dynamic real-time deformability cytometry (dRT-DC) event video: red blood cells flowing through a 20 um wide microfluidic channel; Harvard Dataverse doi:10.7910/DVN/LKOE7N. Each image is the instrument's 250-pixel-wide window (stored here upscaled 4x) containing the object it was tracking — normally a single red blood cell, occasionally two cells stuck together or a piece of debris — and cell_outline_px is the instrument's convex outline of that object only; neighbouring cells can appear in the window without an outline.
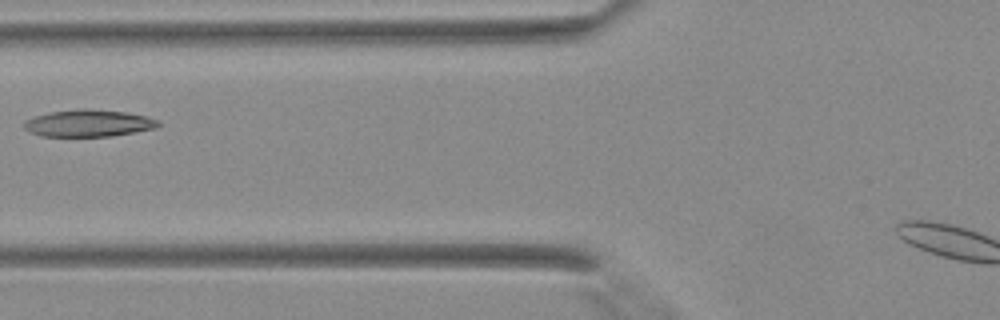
{"species": "Egyptian fruit bat (a non-hibernating species)", "species_latin": "Rousettus aegyptiacus", "temperature_condition": "warm", "stored_images_in_passage": 4, "camera_frame_rate_fps": 3000, "um_per_image_px": 0.085, "animal": {"sex": "female"}, "frame": {"image": 1, "passage_image": 4, "time_ms": 1.0, "image_size_px": [1000, 320], "cell_outline_px": [[160, 124], [156, 128], [112, 136], [40, 136], [28, 132], [24, 128], [24, 120], [48, 112], [84, 108], [88, 108], [124, 112], [148, 116], [160, 120]], "centroid_in_image_um": [7.52, 10.47], "position_along_channel_um": 118.3, "area_um2": 21.27}}